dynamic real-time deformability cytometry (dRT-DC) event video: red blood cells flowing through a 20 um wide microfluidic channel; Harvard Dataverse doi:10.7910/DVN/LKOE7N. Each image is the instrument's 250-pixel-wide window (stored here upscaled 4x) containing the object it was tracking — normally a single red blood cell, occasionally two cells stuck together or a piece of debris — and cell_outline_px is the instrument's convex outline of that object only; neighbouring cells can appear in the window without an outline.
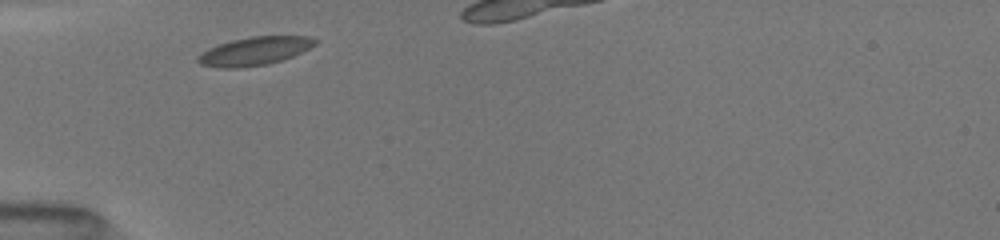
{"species": "common noctule bat (a hibernating species)", "species_latin": "Nyctalus noctula", "temperature_condition": "room temperature", "stored_images_in_passage": 4, "camera_frame_rate_fps": 3000, "um_per_image_px": 0.085, "animal": {"sex": "female", "body_mass_g": 19.5, "forearm_length_mm": 54.1}, "frame": {"image": 1, "passage_image": 1, "time_ms": 0.0, "image_size_px": [1000, 240], "cell_outline_px": [[320, 40], [316, 44], [292, 56], [268, 64], [240, 68], [220, 68], [200, 64], [196, 60], [196, 56], [208, 48], [216, 44], [248, 36], [308, 36]], "centroid_in_image_um": [21.59, 4.33], "position_along_channel_um": 63.4, "area_um2": 19.48}}